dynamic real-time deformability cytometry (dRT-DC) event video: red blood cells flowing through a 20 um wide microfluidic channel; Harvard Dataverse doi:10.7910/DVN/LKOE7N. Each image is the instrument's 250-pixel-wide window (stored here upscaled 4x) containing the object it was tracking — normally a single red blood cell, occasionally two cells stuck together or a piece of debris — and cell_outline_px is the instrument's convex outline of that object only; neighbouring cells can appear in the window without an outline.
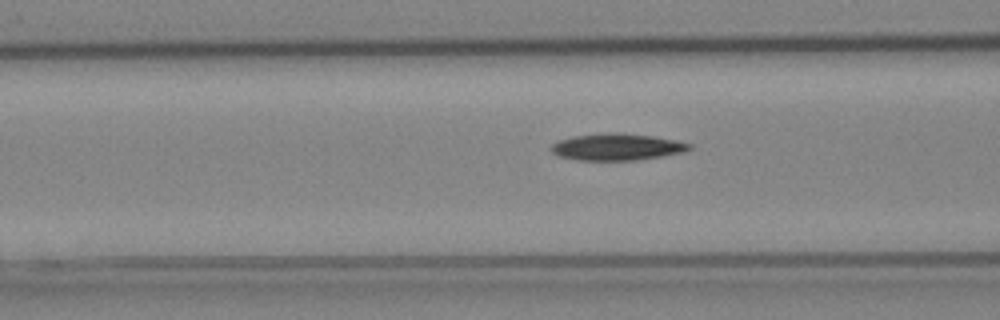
{"species": "Egyptian fruit bat (a non-hibernating species)", "species_latin": "Rousettus aegyptiacus", "temperature_condition": "cold", "stored_images_in_passage": 4, "camera_frame_rate_fps": 3000, "um_per_image_px": 0.085, "animal": {"sex": "female"}, "frame": {"image": 1, "passage_image": 3, "time_ms": 0.667, "image_size_px": [1000, 320], "cell_outline_px": [[692, 148], [684, 152], [636, 160], [576, 160], [560, 156], [552, 152], [548, 148], [552, 144], [560, 140], [572, 136], [616, 132], [620, 132], [652, 136], [676, 140], [692, 144]], "centroid_in_image_um": [52.43, 12.49], "position_along_channel_um": 114.2, "area_um2": 21.5}}